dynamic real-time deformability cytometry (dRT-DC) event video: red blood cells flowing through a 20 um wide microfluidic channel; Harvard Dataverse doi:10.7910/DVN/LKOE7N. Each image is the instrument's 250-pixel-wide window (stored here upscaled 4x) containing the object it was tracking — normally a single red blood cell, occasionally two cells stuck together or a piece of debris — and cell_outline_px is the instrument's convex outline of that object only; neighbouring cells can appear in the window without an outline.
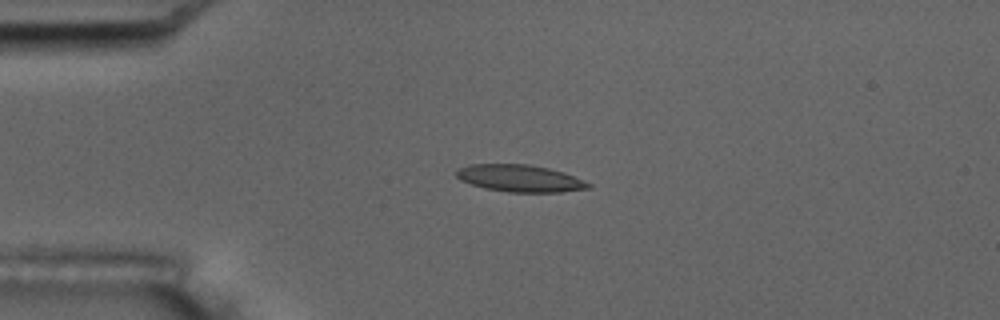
{"species": "common noctule bat (a hibernating species)", "species_latin": "Nyctalus noctula", "temperature_condition": "room temperature", "stored_images_in_passage": 2, "camera_frame_rate_fps": 3000, "um_per_image_px": 0.085, "animal": {"sex": "male", "body_mass_g": 17.5, "forearm_length_mm": 52.3}, "frame": {"image": 1, "passage_image": 1, "time_ms": 0.0, "image_size_px": [1000, 320], "cell_outline_px": [[592, 184], [588, 188], [560, 192], [508, 192], [484, 188], [460, 180], [456, 176], [456, 168], [468, 164], [528, 164], [548, 168], [564, 172], [584, 180]], "centroid_in_image_um": [44.16, 15.15], "position_along_channel_um": 40.8, "area_um2": 20.87}}